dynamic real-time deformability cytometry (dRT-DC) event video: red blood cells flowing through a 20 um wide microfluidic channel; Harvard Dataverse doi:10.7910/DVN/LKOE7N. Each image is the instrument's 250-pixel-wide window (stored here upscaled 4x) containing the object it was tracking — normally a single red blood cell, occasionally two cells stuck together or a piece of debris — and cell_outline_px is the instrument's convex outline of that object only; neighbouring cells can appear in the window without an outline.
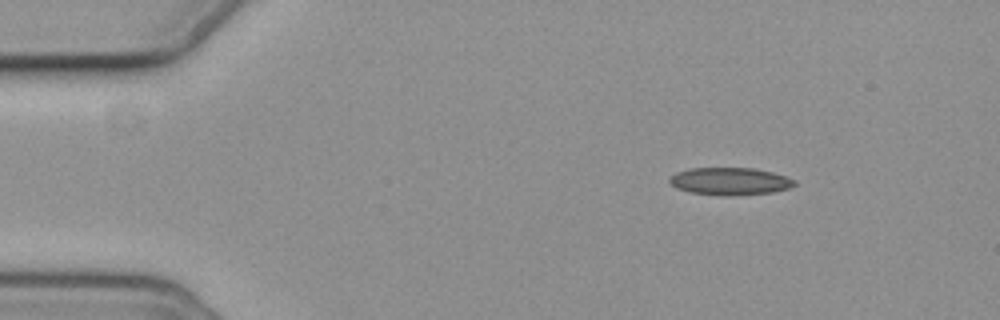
{"species": "common noctule bat (a hibernating species)", "species_latin": "Nyctalus noctula", "temperature_condition": "cold", "stored_images_in_passage": 5, "camera_frame_rate_fps": 3000, "um_per_image_px": 0.085, "animal": {"sex": "female", "body_mass_g": 19.3, "forearm_length_mm": 54.1}, "frame": {"image": 1, "passage_image": 1, "time_ms": 0.0, "image_size_px": [1000, 320], "cell_outline_px": [[796, 184], [788, 188], [772, 192], [724, 196], [692, 192], [676, 188], [668, 180], [668, 176], [676, 172], [688, 168], [756, 168], [772, 172], [796, 180]], "centroid_in_image_um": [62.01, 15.39], "position_along_channel_um": 23.0, "area_um2": 19.94}}
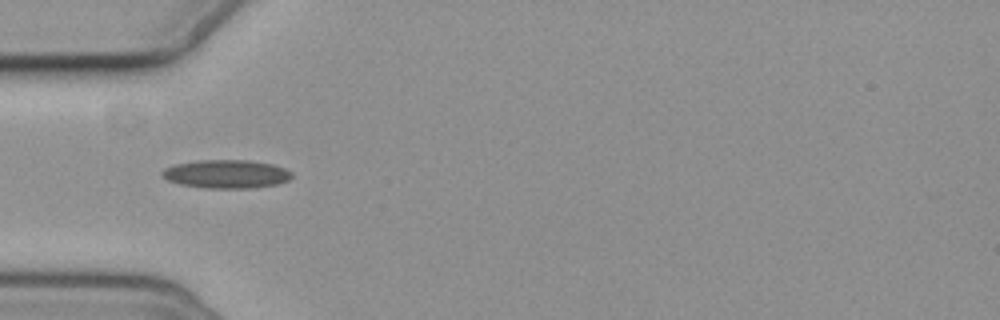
{"frame": {"image": 2, "passage_image": 4, "time_ms": 3.333, "image_size_px": [1000, 320], "cell_outline_px": [[292, 176], [288, 180], [276, 184], [252, 188], [204, 188], [180, 184], [168, 180], [160, 176], [160, 172], [164, 168], [176, 164], [200, 160], [248, 160], [272, 164], [284, 168], [292, 172]], "centroid_in_image_um": [19.21, 14.79], "position_along_channel_um": 65.8, "area_um2": 21.5}}
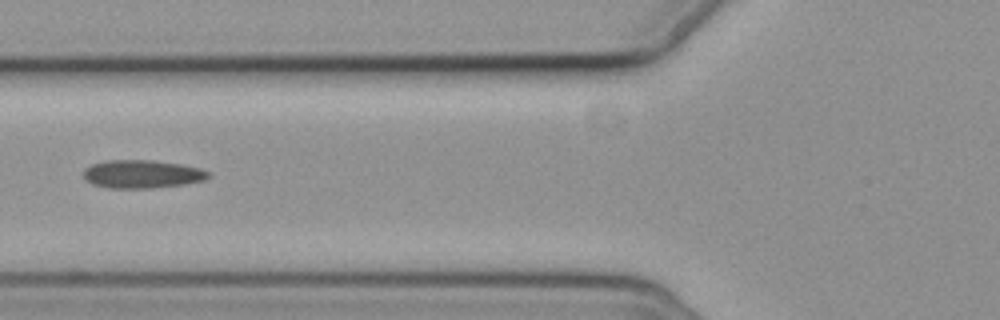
{"frame": {"image": 3, "passage_image": 5, "time_ms": 4.667, "image_size_px": [1000, 320], "cell_outline_px": [[212, 176], [204, 180], [184, 184], [152, 188], [108, 188], [92, 184], [84, 180], [84, 168], [92, 164], [108, 160], [152, 160], [180, 164], [200, 168], [208, 172]], "centroid_in_image_um": [12.06, 14.8], "position_along_channel_um": 113.7, "area_um2": 20.58}}